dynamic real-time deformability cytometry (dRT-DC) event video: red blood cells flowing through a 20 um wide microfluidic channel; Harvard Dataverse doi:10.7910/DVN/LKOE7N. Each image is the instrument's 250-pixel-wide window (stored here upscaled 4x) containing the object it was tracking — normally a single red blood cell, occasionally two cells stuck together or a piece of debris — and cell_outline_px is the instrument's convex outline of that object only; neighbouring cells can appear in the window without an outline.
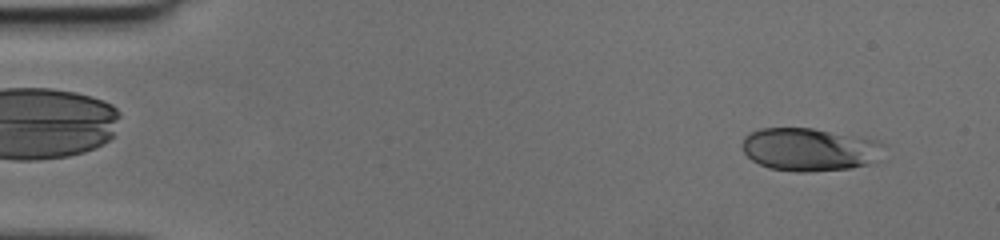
{"species": "human", "species_latin": "Homo sapiens", "temperature_condition": "cold", "stored_images_in_passage": 42, "camera_frame_rate_fps": 3000, "um_per_image_px": 0.085, "donor": {"sex": "female"}, "frame": {"image": 1, "passage_image": 5, "time_ms": 1.333, "image_size_px": [1000, 240], "cell_outline_px": [[884, 144], [868, 164], [852, 168], [808, 172], [796, 172], [768, 168], [752, 160], [744, 152], [744, 136], [760, 128], [812, 128], [872, 140]], "centroid_in_image_um": [68.7, 12.71], "position_along_channel_um": 16.3, "area_um2": 34.56}}
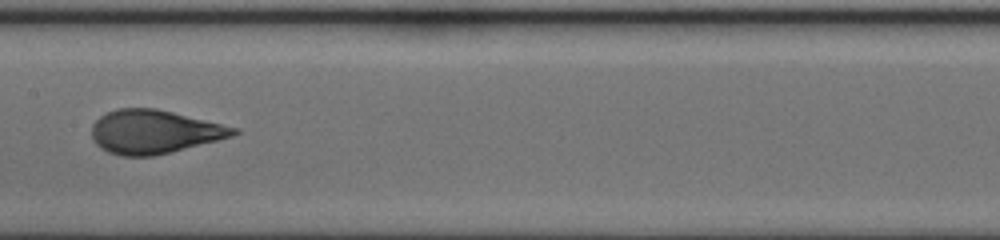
{"frame": {"image": 2, "passage_image": 26, "time_ms": 8.333, "image_size_px": [1000, 240], "cell_outline_px": [[240, 132], [232, 136], [152, 156], [120, 156], [108, 152], [100, 148], [92, 140], [92, 124], [100, 116], [108, 112], [120, 108], [156, 108], [240, 128]], "centroid_in_image_um": [13.07, 11.19], "position_along_channel_um": 194.3, "area_um2": 35.78}}
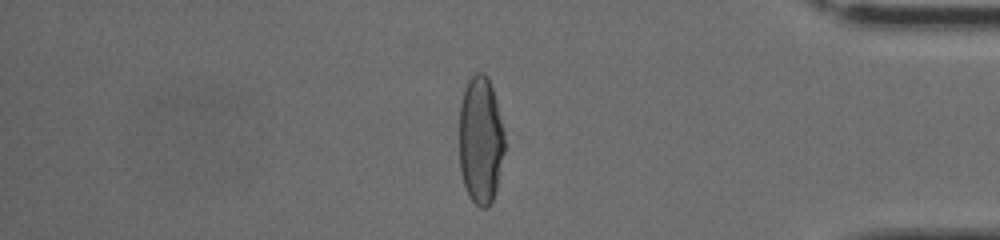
{"frame": {"image": 3, "passage_image": 42, "time_ms": 13.667, "image_size_px": [1000, 240], "cell_outline_px": [[508, 144], [496, 188], [492, 200], [488, 208], [480, 208], [468, 196], [460, 172], [460, 104], [464, 88], [468, 80], [476, 72], [484, 72], [488, 76], [496, 100]], "centroid_in_image_um": [40.88, 11.92], "position_along_channel_um": 394.3, "area_um2": 34.51}}